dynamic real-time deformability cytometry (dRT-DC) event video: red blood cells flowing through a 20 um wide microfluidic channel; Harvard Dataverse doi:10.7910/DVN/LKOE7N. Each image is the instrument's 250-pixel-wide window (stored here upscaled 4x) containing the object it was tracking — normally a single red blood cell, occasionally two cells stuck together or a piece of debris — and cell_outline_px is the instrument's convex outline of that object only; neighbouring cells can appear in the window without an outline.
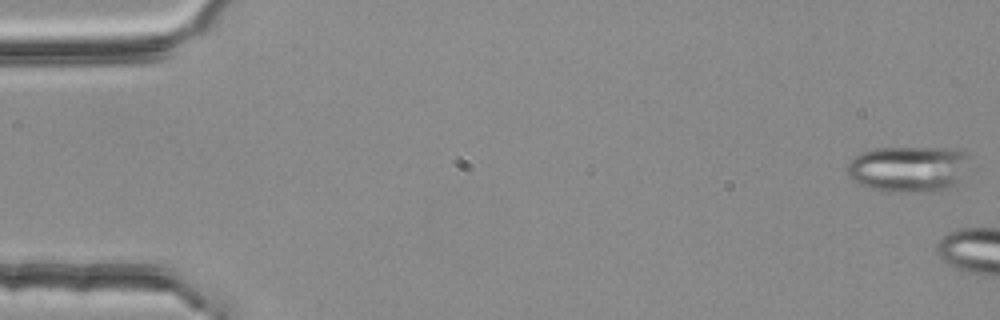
{"species": "common noctule bat (a hibernating species)", "species_latin": "Nyctalus noctula", "temperature_condition": "room temperature", "stored_images_in_passage": 6, "camera_frame_rate_fps": 3000, "um_per_image_px": 0.085, "animal": {"sex": "female", "body_mass_g": 25.1}, "frame": {"image": 1, "passage_image": 1, "time_ms": 0.0, "image_size_px": [1000, 320], "cell_outline_px": [[972, 156], [956, 184], [948, 188], [924, 192], [884, 192], [868, 188], [852, 180], [848, 176], [848, 164], [860, 152], [876, 148], [948, 148], [964, 152]], "centroid_in_image_um": [77.2, 14.36], "position_along_channel_um": 7.8, "area_um2": 32.95}}